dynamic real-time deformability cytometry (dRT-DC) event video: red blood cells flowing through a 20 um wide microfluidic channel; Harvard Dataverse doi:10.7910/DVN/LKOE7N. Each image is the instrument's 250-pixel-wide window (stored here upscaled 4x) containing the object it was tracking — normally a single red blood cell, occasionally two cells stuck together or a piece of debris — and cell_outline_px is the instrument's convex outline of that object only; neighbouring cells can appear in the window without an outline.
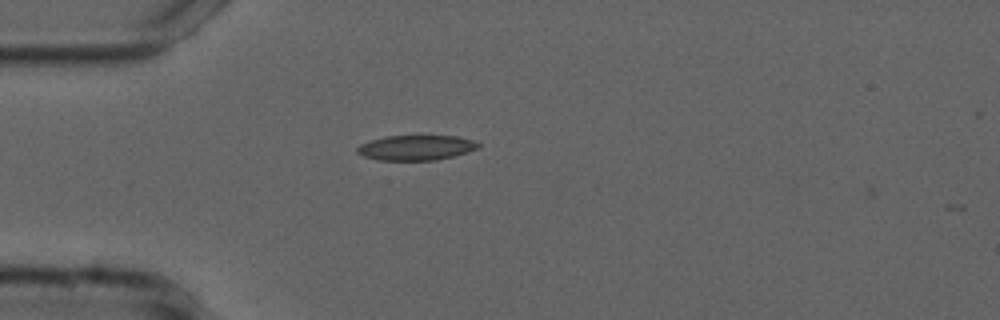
{"species": "common noctule bat (a hibernating species)", "species_latin": "Nyctalus noctula", "temperature_condition": "cold", "stored_images_in_passage": 3, "camera_frame_rate_fps": 3000, "um_per_image_px": 0.085, "animal": {"sex": "male", "forearm_length_mm": 52.5}, "frame": {"image": 1, "passage_image": 1, "time_ms": 0.0, "image_size_px": [1000, 320], "cell_outline_px": [[480, 148], [452, 156], [436, 160], [376, 160], [364, 156], [356, 152], [356, 148], [360, 144], [384, 136], [456, 136], [472, 140], [480, 144]], "centroid_in_image_um": [35.34, 12.55], "position_along_channel_um": 49.7, "area_um2": 17.57}}